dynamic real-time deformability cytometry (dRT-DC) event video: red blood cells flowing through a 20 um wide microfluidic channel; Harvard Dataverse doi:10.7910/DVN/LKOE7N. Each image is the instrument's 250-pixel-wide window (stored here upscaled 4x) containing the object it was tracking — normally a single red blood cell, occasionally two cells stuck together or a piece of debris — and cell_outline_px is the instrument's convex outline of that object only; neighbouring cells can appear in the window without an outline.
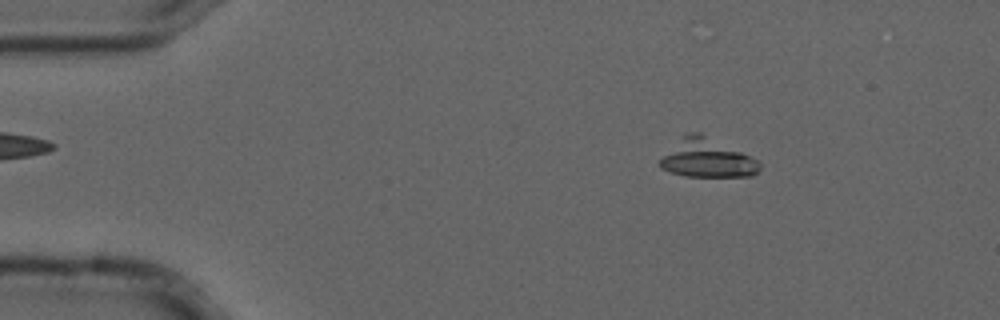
{"species": "common noctule bat (a hibernating species)", "species_latin": "Nyctalus noctula", "temperature_condition": "cold", "stored_images_in_passage": 8, "camera_frame_rate_fps": 3000, "um_per_image_px": 0.085, "animal": {"sex": "male", "forearm_length_mm": 52.5}, "frame": {"image": 1, "passage_image": 2, "time_ms": 0.333, "image_size_px": [1000, 320], "cell_outline_px": [[760, 168], [752, 176], [688, 176], [672, 172], [660, 168], [660, 160], [684, 132], [700, 132], [756, 160], [760, 164]], "centroid_in_image_um": [60.06, 13.44], "position_along_channel_um": 24.9, "area_um2": 21.85}}
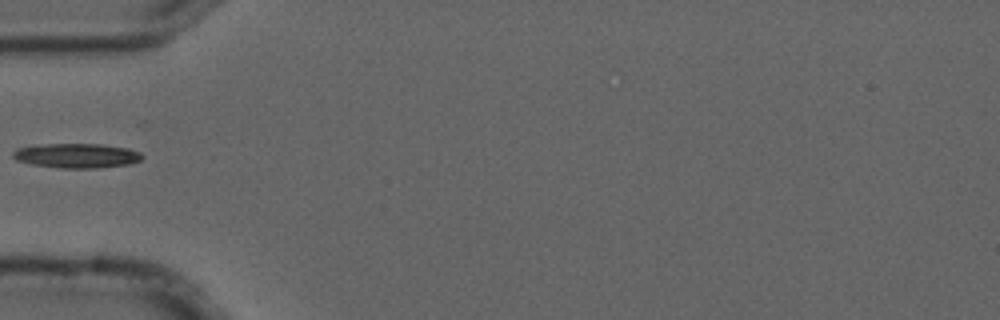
{"frame": {"image": 2, "passage_image": 5, "time_ms": 1.333, "image_size_px": [1000, 320], "cell_outline_px": [[144, 156], [140, 160], [128, 164], [96, 168], [60, 168], [32, 164], [16, 160], [12, 156], [12, 152], [16, 148], [44, 144], [104, 144], [128, 148], [140, 152]], "centroid_in_image_um": [6.52, 13.22], "position_along_channel_um": 78.5, "area_um2": 18.5}}
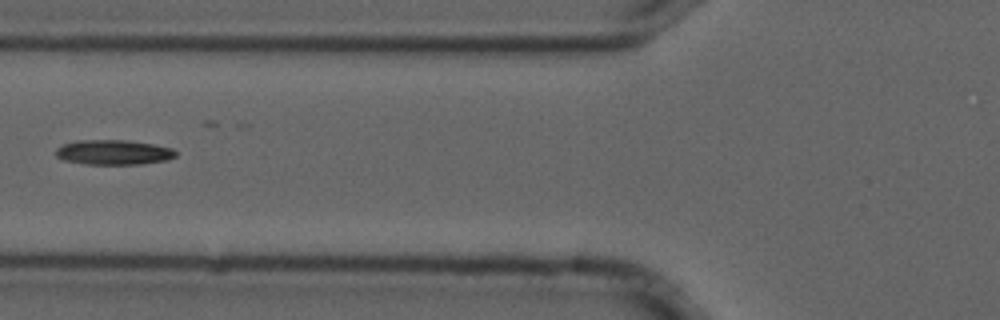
{"frame": {"image": 3, "passage_image": 6, "time_ms": 1.667, "image_size_px": [1000, 320], "cell_outline_px": [[176, 156], [168, 160], [140, 164], [84, 164], [64, 160], [56, 156], [56, 148], [64, 144], [76, 140], [128, 140], [152, 144], [172, 148], [176, 152]], "centroid_in_image_um": [9.65, 12.94], "position_along_channel_um": 116.2, "area_um2": 17.4}}